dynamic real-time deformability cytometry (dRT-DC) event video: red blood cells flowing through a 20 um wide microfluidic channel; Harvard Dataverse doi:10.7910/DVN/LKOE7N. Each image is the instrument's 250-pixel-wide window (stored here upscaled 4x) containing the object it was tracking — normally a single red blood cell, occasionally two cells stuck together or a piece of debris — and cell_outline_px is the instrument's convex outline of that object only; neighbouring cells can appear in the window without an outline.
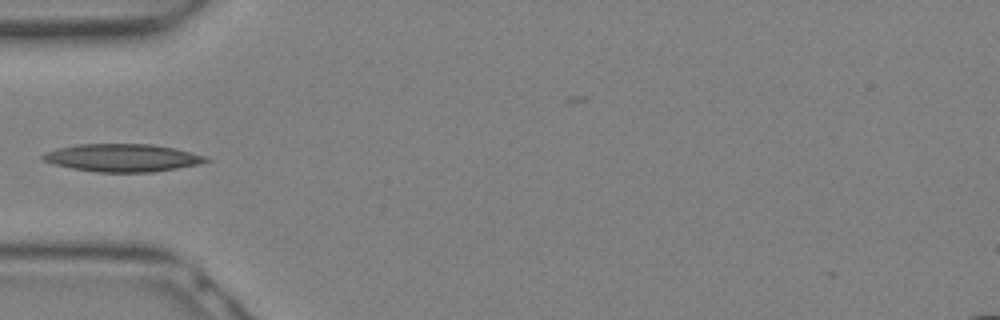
{"species": "Egyptian fruit bat (a non-hibernating species)", "species_latin": "Rousettus aegyptiacus", "temperature_condition": "warm", "stored_images_in_passage": 11, "camera_frame_rate_fps": 3000, "um_per_image_px": 0.085, "animal": {"sex": "female"}, "frame": {"image": 1, "passage_image": 10, "time_ms": 3.0, "image_size_px": [1000, 320], "cell_outline_px": [[212, 160], [196, 164], [176, 168], [152, 172], [96, 172], [72, 168], [52, 164], [44, 160], [40, 156], [44, 152], [76, 144], [152, 144], [176, 148], [208, 156]], "centroid_in_image_um": [10.41, 13.4], "position_along_channel_um": 74.6, "area_um2": 26.41}}